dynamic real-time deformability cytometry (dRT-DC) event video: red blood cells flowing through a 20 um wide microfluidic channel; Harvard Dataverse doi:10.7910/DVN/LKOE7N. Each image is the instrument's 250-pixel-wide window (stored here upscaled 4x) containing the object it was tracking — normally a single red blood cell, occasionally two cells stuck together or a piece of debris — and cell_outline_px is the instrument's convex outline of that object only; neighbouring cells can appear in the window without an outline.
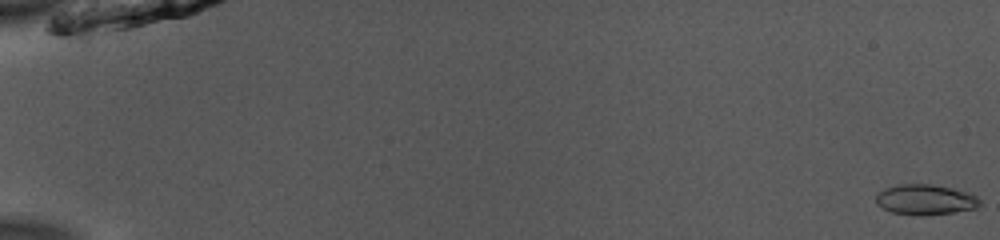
{"species": "common noctule bat (a hibernating species)", "species_latin": "Nyctalus noctula", "temperature_condition": "room temperature", "stored_images_in_passage": 53, "camera_frame_rate_fps": 3000, "um_per_image_px": 0.085, "animal": {"sex": "male", "body_mass_g": 13.0, "forearm_length_mm": 53.1}, "frame": {"image": 1, "passage_image": 1, "time_ms": 0.0, "image_size_px": [1000, 240], "cell_outline_px": [[980, 204], [976, 208], [952, 212], [924, 216], [892, 212], [876, 204], [876, 196], [884, 188], [900, 184], [932, 184], [952, 188], [968, 192], [976, 196], [980, 200]], "centroid_in_image_um": [78.66, 16.96], "position_along_channel_um": 6.3, "area_um2": 18.26}}
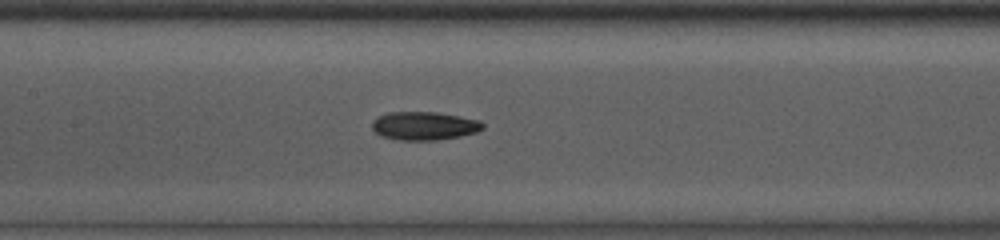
{"frame": {"image": 2, "passage_image": 27, "time_ms": 8.667, "image_size_px": [1000, 240], "cell_outline_px": [[484, 128], [476, 132], [460, 136], [436, 140], [396, 140], [380, 136], [372, 128], [372, 120], [388, 112], [436, 112], [460, 116], [480, 120], [484, 124]], "centroid_in_image_um": [36.05, 10.7], "position_along_channel_um": 171.3, "area_um2": 18.38}}
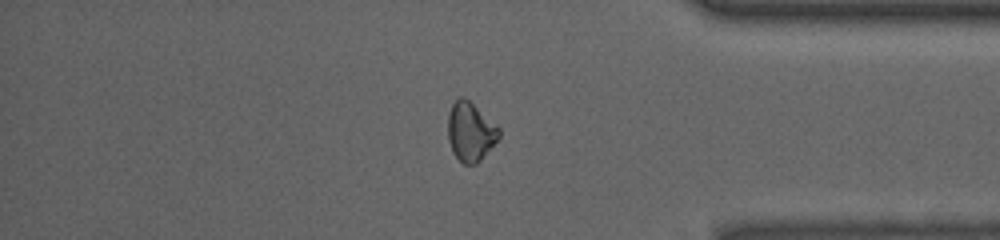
{"frame": {"image": 3, "passage_image": 45, "time_ms": 14.667, "image_size_px": [1000, 240], "cell_outline_px": [[500, 136], [480, 160], [476, 164], [464, 164], [452, 152], [448, 140], [448, 116], [452, 104], [460, 96], [464, 96], [496, 124], [500, 128]], "centroid_in_image_um": [39.98, 11.18], "position_along_channel_um": 395.2, "area_um2": 17.4}, "authors_computed_cell_mechanics": {"area_um2": 17.8024, "velocity_mm_per_s": 3.9627, "shape_relaxation_time_tau1_ms": 8.3195, "shape_relaxation_time_tau2_ms": 5.0574, "deformation_change_tau1": 0.1446, "deformation_change_tau2": 0.1203}}